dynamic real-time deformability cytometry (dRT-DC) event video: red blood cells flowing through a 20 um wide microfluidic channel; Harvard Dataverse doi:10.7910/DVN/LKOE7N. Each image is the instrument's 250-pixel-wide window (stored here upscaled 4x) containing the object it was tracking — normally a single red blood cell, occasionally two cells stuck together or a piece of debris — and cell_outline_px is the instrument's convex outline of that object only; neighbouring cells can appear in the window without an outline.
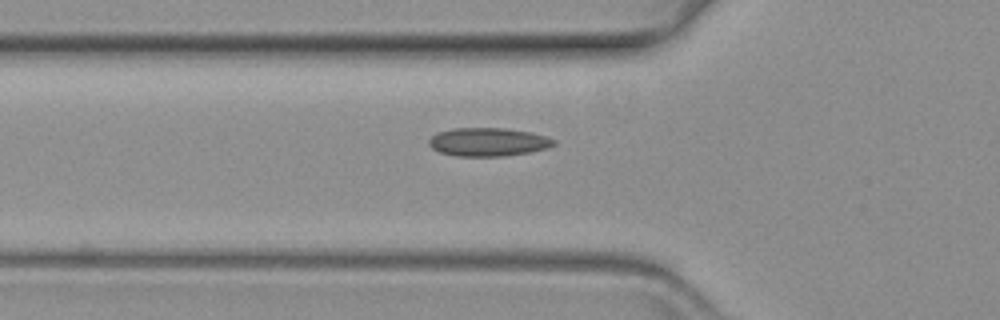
{"species": "common noctule bat (a hibernating species)", "species_latin": "Nyctalus noctula", "temperature_condition": "warm", "stored_images_in_passage": 29, "camera_frame_rate_fps": 3000, "um_per_image_px": 0.085, "animal": {"sex": "female", "body_mass_g": 19.3, "forearm_length_mm": 54.1}, "frame": {"image": 1, "passage_image": 2, "time_ms": 0.333, "image_size_px": [1000, 320], "cell_outline_px": [[556, 144], [548, 148], [532, 152], [504, 156], [456, 156], [440, 152], [432, 148], [428, 144], [428, 140], [436, 132], [452, 128], [504, 128], [532, 132], [556, 140]], "centroid_in_image_um": [41.49, 12.07], "position_along_channel_um": 84.3, "area_um2": 20.87}}
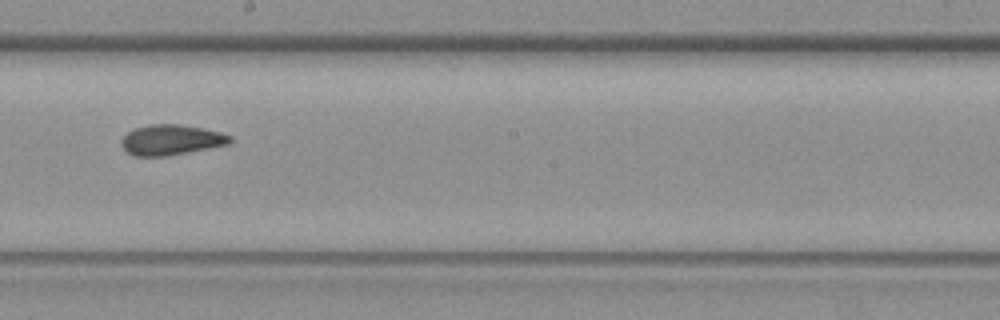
{"frame": {"image": 2, "passage_image": 15, "time_ms": 4.667, "image_size_px": [1000, 320], "cell_outline_px": [[232, 140], [228, 144], [168, 156], [132, 156], [120, 144], [124, 136], [128, 132], [136, 128], [148, 124], [180, 124], [204, 128], [220, 132], [232, 136]], "centroid_in_image_um": [14.55, 11.88], "position_along_channel_um": 233.7, "area_um2": 19.19}}
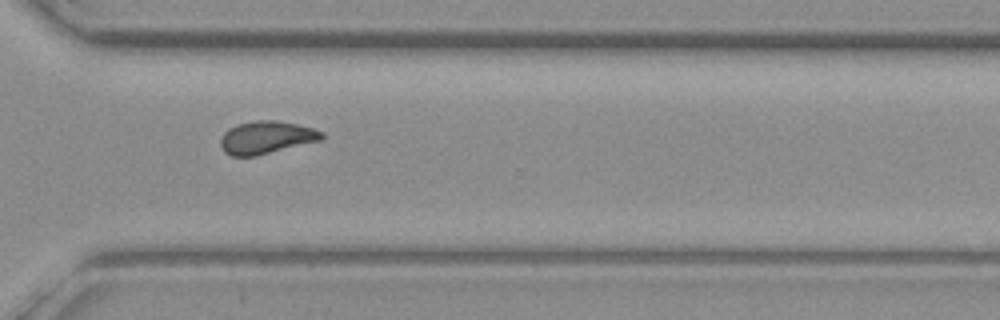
{"frame": {"image": 3, "passage_image": 25, "time_ms": 8.0, "image_size_px": [1000, 320], "cell_outline_px": [[324, 136], [320, 140], [256, 156], [232, 156], [224, 152], [220, 144], [220, 140], [224, 132], [228, 128], [240, 124], [256, 120], [276, 120], [296, 124], [312, 128], [324, 132]], "centroid_in_image_um": [22.62, 11.68], "position_along_channel_um": 348.0, "area_um2": 19.13}}